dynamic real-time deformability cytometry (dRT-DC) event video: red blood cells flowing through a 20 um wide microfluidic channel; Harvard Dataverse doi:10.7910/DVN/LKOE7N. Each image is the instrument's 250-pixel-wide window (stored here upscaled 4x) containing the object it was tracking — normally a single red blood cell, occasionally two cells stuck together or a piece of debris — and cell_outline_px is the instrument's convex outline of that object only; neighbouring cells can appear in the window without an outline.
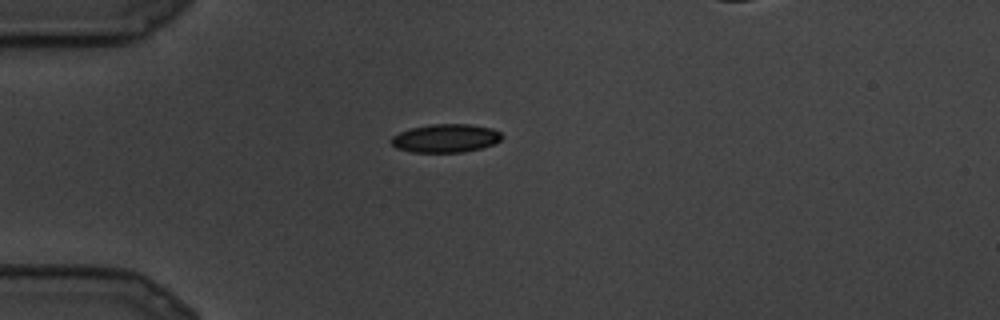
{"species": "common noctule bat (a hibernating species)", "species_latin": "Nyctalus noctula", "temperature_condition": "cold", "stored_images_in_passage": 3, "camera_frame_rate_fps": 3000, "um_per_image_px": 0.085, "animal": {"sex": "male", "body_mass_g": 19.5, "forearm_length_mm": 54.6}, "frame": {"image": 1, "passage_image": 3, "time_ms": 0.667, "image_size_px": [1000, 320], "cell_outline_px": [[504, 136], [500, 140], [492, 144], [480, 148], [464, 152], [412, 152], [396, 148], [392, 144], [392, 136], [400, 132], [412, 128], [432, 124], [468, 124], [492, 128], [500, 132]], "centroid_in_image_um": [37.89, 11.75], "position_along_channel_um": 47.1, "area_um2": 18.15}}